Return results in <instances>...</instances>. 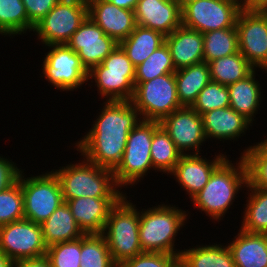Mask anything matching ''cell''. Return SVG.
I'll return each instance as SVG.
<instances>
[{
  "label": "cell",
  "instance_id": "obj_31",
  "mask_svg": "<svg viewBox=\"0 0 267 267\" xmlns=\"http://www.w3.org/2000/svg\"><path fill=\"white\" fill-rule=\"evenodd\" d=\"M150 154L153 170L169 175L182 156L169 134L160 125L153 134Z\"/></svg>",
  "mask_w": 267,
  "mask_h": 267
},
{
  "label": "cell",
  "instance_id": "obj_46",
  "mask_svg": "<svg viewBox=\"0 0 267 267\" xmlns=\"http://www.w3.org/2000/svg\"><path fill=\"white\" fill-rule=\"evenodd\" d=\"M100 1L112 3L113 5L117 7L134 11L136 8L137 2L139 0H100Z\"/></svg>",
  "mask_w": 267,
  "mask_h": 267
},
{
  "label": "cell",
  "instance_id": "obj_8",
  "mask_svg": "<svg viewBox=\"0 0 267 267\" xmlns=\"http://www.w3.org/2000/svg\"><path fill=\"white\" fill-rule=\"evenodd\" d=\"M23 172H20V184L24 197V218L41 224L64 203L60 181L54 169L27 178Z\"/></svg>",
  "mask_w": 267,
  "mask_h": 267
},
{
  "label": "cell",
  "instance_id": "obj_45",
  "mask_svg": "<svg viewBox=\"0 0 267 267\" xmlns=\"http://www.w3.org/2000/svg\"><path fill=\"white\" fill-rule=\"evenodd\" d=\"M12 267H51V265L45 255L39 258L21 259L14 261Z\"/></svg>",
  "mask_w": 267,
  "mask_h": 267
},
{
  "label": "cell",
  "instance_id": "obj_41",
  "mask_svg": "<svg viewBox=\"0 0 267 267\" xmlns=\"http://www.w3.org/2000/svg\"><path fill=\"white\" fill-rule=\"evenodd\" d=\"M105 72L135 73V66L118 45L101 63Z\"/></svg>",
  "mask_w": 267,
  "mask_h": 267
},
{
  "label": "cell",
  "instance_id": "obj_29",
  "mask_svg": "<svg viewBox=\"0 0 267 267\" xmlns=\"http://www.w3.org/2000/svg\"><path fill=\"white\" fill-rule=\"evenodd\" d=\"M211 81L229 86L256 70L238 51L208 63Z\"/></svg>",
  "mask_w": 267,
  "mask_h": 267
},
{
  "label": "cell",
  "instance_id": "obj_26",
  "mask_svg": "<svg viewBox=\"0 0 267 267\" xmlns=\"http://www.w3.org/2000/svg\"><path fill=\"white\" fill-rule=\"evenodd\" d=\"M178 100L182 107H192L198 94L211 81L209 65L201 62L176 70Z\"/></svg>",
  "mask_w": 267,
  "mask_h": 267
},
{
  "label": "cell",
  "instance_id": "obj_18",
  "mask_svg": "<svg viewBox=\"0 0 267 267\" xmlns=\"http://www.w3.org/2000/svg\"><path fill=\"white\" fill-rule=\"evenodd\" d=\"M134 12L138 26L165 36L182 25L181 7L174 0H139Z\"/></svg>",
  "mask_w": 267,
  "mask_h": 267
},
{
  "label": "cell",
  "instance_id": "obj_27",
  "mask_svg": "<svg viewBox=\"0 0 267 267\" xmlns=\"http://www.w3.org/2000/svg\"><path fill=\"white\" fill-rule=\"evenodd\" d=\"M165 35L159 31L136 26L119 46L135 67L144 62L157 48L165 43Z\"/></svg>",
  "mask_w": 267,
  "mask_h": 267
},
{
  "label": "cell",
  "instance_id": "obj_17",
  "mask_svg": "<svg viewBox=\"0 0 267 267\" xmlns=\"http://www.w3.org/2000/svg\"><path fill=\"white\" fill-rule=\"evenodd\" d=\"M88 17L118 44L137 26L135 12L100 0H87Z\"/></svg>",
  "mask_w": 267,
  "mask_h": 267
},
{
  "label": "cell",
  "instance_id": "obj_1",
  "mask_svg": "<svg viewBox=\"0 0 267 267\" xmlns=\"http://www.w3.org/2000/svg\"><path fill=\"white\" fill-rule=\"evenodd\" d=\"M102 104L100 115L75 146L90 162L114 170L122 160L128 134L142 119L131 101Z\"/></svg>",
  "mask_w": 267,
  "mask_h": 267
},
{
  "label": "cell",
  "instance_id": "obj_23",
  "mask_svg": "<svg viewBox=\"0 0 267 267\" xmlns=\"http://www.w3.org/2000/svg\"><path fill=\"white\" fill-rule=\"evenodd\" d=\"M95 81L97 91L106 101H131L135 91V73L105 72L102 64L88 72V80ZM105 96V97H104Z\"/></svg>",
  "mask_w": 267,
  "mask_h": 267
},
{
  "label": "cell",
  "instance_id": "obj_36",
  "mask_svg": "<svg viewBox=\"0 0 267 267\" xmlns=\"http://www.w3.org/2000/svg\"><path fill=\"white\" fill-rule=\"evenodd\" d=\"M171 52L166 43L157 48L144 62L135 68V82H145L155 77L175 73Z\"/></svg>",
  "mask_w": 267,
  "mask_h": 267
},
{
  "label": "cell",
  "instance_id": "obj_16",
  "mask_svg": "<svg viewBox=\"0 0 267 267\" xmlns=\"http://www.w3.org/2000/svg\"><path fill=\"white\" fill-rule=\"evenodd\" d=\"M199 154H186L180 157V160L170 173L175 177L176 182L187 192L189 198H192L208 183L213 171L226 159L227 155L219 153L213 160L201 157Z\"/></svg>",
  "mask_w": 267,
  "mask_h": 267
},
{
  "label": "cell",
  "instance_id": "obj_35",
  "mask_svg": "<svg viewBox=\"0 0 267 267\" xmlns=\"http://www.w3.org/2000/svg\"><path fill=\"white\" fill-rule=\"evenodd\" d=\"M241 154L247 168L248 184L267 190V137L264 141L249 146Z\"/></svg>",
  "mask_w": 267,
  "mask_h": 267
},
{
  "label": "cell",
  "instance_id": "obj_10",
  "mask_svg": "<svg viewBox=\"0 0 267 267\" xmlns=\"http://www.w3.org/2000/svg\"><path fill=\"white\" fill-rule=\"evenodd\" d=\"M237 0H195L181 8L182 25L202 34L236 27Z\"/></svg>",
  "mask_w": 267,
  "mask_h": 267
},
{
  "label": "cell",
  "instance_id": "obj_28",
  "mask_svg": "<svg viewBox=\"0 0 267 267\" xmlns=\"http://www.w3.org/2000/svg\"><path fill=\"white\" fill-rule=\"evenodd\" d=\"M181 251L180 258L188 267H236L227 244L197 245Z\"/></svg>",
  "mask_w": 267,
  "mask_h": 267
},
{
  "label": "cell",
  "instance_id": "obj_47",
  "mask_svg": "<svg viewBox=\"0 0 267 267\" xmlns=\"http://www.w3.org/2000/svg\"><path fill=\"white\" fill-rule=\"evenodd\" d=\"M13 261L3 252H0V267H12Z\"/></svg>",
  "mask_w": 267,
  "mask_h": 267
},
{
  "label": "cell",
  "instance_id": "obj_11",
  "mask_svg": "<svg viewBox=\"0 0 267 267\" xmlns=\"http://www.w3.org/2000/svg\"><path fill=\"white\" fill-rule=\"evenodd\" d=\"M41 68L44 78L56 89L74 91L88 82V71L78 54L67 44L48 45ZM52 48V49H51Z\"/></svg>",
  "mask_w": 267,
  "mask_h": 267
},
{
  "label": "cell",
  "instance_id": "obj_13",
  "mask_svg": "<svg viewBox=\"0 0 267 267\" xmlns=\"http://www.w3.org/2000/svg\"><path fill=\"white\" fill-rule=\"evenodd\" d=\"M238 49L256 69L267 68V11H240L236 20Z\"/></svg>",
  "mask_w": 267,
  "mask_h": 267
},
{
  "label": "cell",
  "instance_id": "obj_6",
  "mask_svg": "<svg viewBox=\"0 0 267 267\" xmlns=\"http://www.w3.org/2000/svg\"><path fill=\"white\" fill-rule=\"evenodd\" d=\"M160 121L141 120L130 131L121 162L113 170L116 184L122 189L137 184L153 168L150 147Z\"/></svg>",
  "mask_w": 267,
  "mask_h": 267
},
{
  "label": "cell",
  "instance_id": "obj_38",
  "mask_svg": "<svg viewBox=\"0 0 267 267\" xmlns=\"http://www.w3.org/2000/svg\"><path fill=\"white\" fill-rule=\"evenodd\" d=\"M230 97L227 86L210 81L198 94L192 108L200 115L218 108L229 107Z\"/></svg>",
  "mask_w": 267,
  "mask_h": 267
},
{
  "label": "cell",
  "instance_id": "obj_42",
  "mask_svg": "<svg viewBox=\"0 0 267 267\" xmlns=\"http://www.w3.org/2000/svg\"><path fill=\"white\" fill-rule=\"evenodd\" d=\"M29 22L38 24L60 0H22Z\"/></svg>",
  "mask_w": 267,
  "mask_h": 267
},
{
  "label": "cell",
  "instance_id": "obj_9",
  "mask_svg": "<svg viewBox=\"0 0 267 267\" xmlns=\"http://www.w3.org/2000/svg\"><path fill=\"white\" fill-rule=\"evenodd\" d=\"M87 16V0H60L33 32L45 46L66 44Z\"/></svg>",
  "mask_w": 267,
  "mask_h": 267
},
{
  "label": "cell",
  "instance_id": "obj_24",
  "mask_svg": "<svg viewBox=\"0 0 267 267\" xmlns=\"http://www.w3.org/2000/svg\"><path fill=\"white\" fill-rule=\"evenodd\" d=\"M255 70L246 78L239 80L229 86V106L237 113L243 115L251 123L255 121V115L258 114L261 99V86L256 79ZM255 114V115H254Z\"/></svg>",
  "mask_w": 267,
  "mask_h": 267
},
{
  "label": "cell",
  "instance_id": "obj_2",
  "mask_svg": "<svg viewBox=\"0 0 267 267\" xmlns=\"http://www.w3.org/2000/svg\"><path fill=\"white\" fill-rule=\"evenodd\" d=\"M240 158L238 163L226 158L213 171L204 188L191 198L195 209L204 211L212 220L223 219L239 189L247 186V168L243 157Z\"/></svg>",
  "mask_w": 267,
  "mask_h": 267
},
{
  "label": "cell",
  "instance_id": "obj_21",
  "mask_svg": "<svg viewBox=\"0 0 267 267\" xmlns=\"http://www.w3.org/2000/svg\"><path fill=\"white\" fill-rule=\"evenodd\" d=\"M206 139L234 141L243 136L252 123L230 106L208 111L201 115ZM212 137V138H211Z\"/></svg>",
  "mask_w": 267,
  "mask_h": 267
},
{
  "label": "cell",
  "instance_id": "obj_43",
  "mask_svg": "<svg viewBox=\"0 0 267 267\" xmlns=\"http://www.w3.org/2000/svg\"><path fill=\"white\" fill-rule=\"evenodd\" d=\"M21 170L16 163L0 156V192L18 180Z\"/></svg>",
  "mask_w": 267,
  "mask_h": 267
},
{
  "label": "cell",
  "instance_id": "obj_19",
  "mask_svg": "<svg viewBox=\"0 0 267 267\" xmlns=\"http://www.w3.org/2000/svg\"><path fill=\"white\" fill-rule=\"evenodd\" d=\"M119 199L78 197L64 202L84 234H102L109 213Z\"/></svg>",
  "mask_w": 267,
  "mask_h": 267
},
{
  "label": "cell",
  "instance_id": "obj_7",
  "mask_svg": "<svg viewBox=\"0 0 267 267\" xmlns=\"http://www.w3.org/2000/svg\"><path fill=\"white\" fill-rule=\"evenodd\" d=\"M142 120L161 121L182 108L176 89L175 73H168L145 82H135L131 100Z\"/></svg>",
  "mask_w": 267,
  "mask_h": 267
},
{
  "label": "cell",
  "instance_id": "obj_30",
  "mask_svg": "<svg viewBox=\"0 0 267 267\" xmlns=\"http://www.w3.org/2000/svg\"><path fill=\"white\" fill-rule=\"evenodd\" d=\"M245 188L251 193H248L240 228L248 233L267 234V190L252 187L248 183Z\"/></svg>",
  "mask_w": 267,
  "mask_h": 267
},
{
  "label": "cell",
  "instance_id": "obj_32",
  "mask_svg": "<svg viewBox=\"0 0 267 267\" xmlns=\"http://www.w3.org/2000/svg\"><path fill=\"white\" fill-rule=\"evenodd\" d=\"M22 0H0V34L5 36L22 35L33 31Z\"/></svg>",
  "mask_w": 267,
  "mask_h": 267
},
{
  "label": "cell",
  "instance_id": "obj_48",
  "mask_svg": "<svg viewBox=\"0 0 267 267\" xmlns=\"http://www.w3.org/2000/svg\"><path fill=\"white\" fill-rule=\"evenodd\" d=\"M174 1L182 8L187 3L195 1V0H174Z\"/></svg>",
  "mask_w": 267,
  "mask_h": 267
},
{
  "label": "cell",
  "instance_id": "obj_12",
  "mask_svg": "<svg viewBox=\"0 0 267 267\" xmlns=\"http://www.w3.org/2000/svg\"><path fill=\"white\" fill-rule=\"evenodd\" d=\"M47 248L41 224L24 218L0 226V252L13 262L45 256Z\"/></svg>",
  "mask_w": 267,
  "mask_h": 267
},
{
  "label": "cell",
  "instance_id": "obj_5",
  "mask_svg": "<svg viewBox=\"0 0 267 267\" xmlns=\"http://www.w3.org/2000/svg\"><path fill=\"white\" fill-rule=\"evenodd\" d=\"M127 198L125 193L112 207L102 233L117 266L143 253L139 240L140 210Z\"/></svg>",
  "mask_w": 267,
  "mask_h": 267
},
{
  "label": "cell",
  "instance_id": "obj_37",
  "mask_svg": "<svg viewBox=\"0 0 267 267\" xmlns=\"http://www.w3.org/2000/svg\"><path fill=\"white\" fill-rule=\"evenodd\" d=\"M24 219V197L18 180L0 192V226Z\"/></svg>",
  "mask_w": 267,
  "mask_h": 267
},
{
  "label": "cell",
  "instance_id": "obj_3",
  "mask_svg": "<svg viewBox=\"0 0 267 267\" xmlns=\"http://www.w3.org/2000/svg\"><path fill=\"white\" fill-rule=\"evenodd\" d=\"M84 159L55 170L64 201L78 197L121 198L124 192L114 179L113 170Z\"/></svg>",
  "mask_w": 267,
  "mask_h": 267
},
{
  "label": "cell",
  "instance_id": "obj_20",
  "mask_svg": "<svg viewBox=\"0 0 267 267\" xmlns=\"http://www.w3.org/2000/svg\"><path fill=\"white\" fill-rule=\"evenodd\" d=\"M175 69L204 62V37L197 30L181 25L165 37Z\"/></svg>",
  "mask_w": 267,
  "mask_h": 267
},
{
  "label": "cell",
  "instance_id": "obj_15",
  "mask_svg": "<svg viewBox=\"0 0 267 267\" xmlns=\"http://www.w3.org/2000/svg\"><path fill=\"white\" fill-rule=\"evenodd\" d=\"M66 44L78 54L88 72L119 45L88 16Z\"/></svg>",
  "mask_w": 267,
  "mask_h": 267
},
{
  "label": "cell",
  "instance_id": "obj_40",
  "mask_svg": "<svg viewBox=\"0 0 267 267\" xmlns=\"http://www.w3.org/2000/svg\"><path fill=\"white\" fill-rule=\"evenodd\" d=\"M180 255L143 252L124 261L118 267H173Z\"/></svg>",
  "mask_w": 267,
  "mask_h": 267
},
{
  "label": "cell",
  "instance_id": "obj_33",
  "mask_svg": "<svg viewBox=\"0 0 267 267\" xmlns=\"http://www.w3.org/2000/svg\"><path fill=\"white\" fill-rule=\"evenodd\" d=\"M204 62L230 56L239 51L236 27L203 33Z\"/></svg>",
  "mask_w": 267,
  "mask_h": 267
},
{
  "label": "cell",
  "instance_id": "obj_14",
  "mask_svg": "<svg viewBox=\"0 0 267 267\" xmlns=\"http://www.w3.org/2000/svg\"><path fill=\"white\" fill-rule=\"evenodd\" d=\"M160 125L169 134L177 149L186 154H201L206 136L201 115L192 107H182L165 116ZM190 150L195 152H189ZM188 151V152H186Z\"/></svg>",
  "mask_w": 267,
  "mask_h": 267
},
{
  "label": "cell",
  "instance_id": "obj_44",
  "mask_svg": "<svg viewBox=\"0 0 267 267\" xmlns=\"http://www.w3.org/2000/svg\"><path fill=\"white\" fill-rule=\"evenodd\" d=\"M240 11H267V0H237Z\"/></svg>",
  "mask_w": 267,
  "mask_h": 267
},
{
  "label": "cell",
  "instance_id": "obj_49",
  "mask_svg": "<svg viewBox=\"0 0 267 267\" xmlns=\"http://www.w3.org/2000/svg\"><path fill=\"white\" fill-rule=\"evenodd\" d=\"M173 267H188L184 262L183 260L180 258L175 264Z\"/></svg>",
  "mask_w": 267,
  "mask_h": 267
},
{
  "label": "cell",
  "instance_id": "obj_39",
  "mask_svg": "<svg viewBox=\"0 0 267 267\" xmlns=\"http://www.w3.org/2000/svg\"><path fill=\"white\" fill-rule=\"evenodd\" d=\"M81 237L54 244L47 248L51 267H80Z\"/></svg>",
  "mask_w": 267,
  "mask_h": 267
},
{
  "label": "cell",
  "instance_id": "obj_25",
  "mask_svg": "<svg viewBox=\"0 0 267 267\" xmlns=\"http://www.w3.org/2000/svg\"><path fill=\"white\" fill-rule=\"evenodd\" d=\"M41 226L47 247L75 240L84 235L66 202L62 203L47 220L41 223Z\"/></svg>",
  "mask_w": 267,
  "mask_h": 267
},
{
  "label": "cell",
  "instance_id": "obj_22",
  "mask_svg": "<svg viewBox=\"0 0 267 267\" xmlns=\"http://www.w3.org/2000/svg\"><path fill=\"white\" fill-rule=\"evenodd\" d=\"M236 267H267V234L248 233L241 229L227 244Z\"/></svg>",
  "mask_w": 267,
  "mask_h": 267
},
{
  "label": "cell",
  "instance_id": "obj_34",
  "mask_svg": "<svg viewBox=\"0 0 267 267\" xmlns=\"http://www.w3.org/2000/svg\"><path fill=\"white\" fill-rule=\"evenodd\" d=\"M80 267H118L112 260L103 234L81 237Z\"/></svg>",
  "mask_w": 267,
  "mask_h": 267
},
{
  "label": "cell",
  "instance_id": "obj_4",
  "mask_svg": "<svg viewBox=\"0 0 267 267\" xmlns=\"http://www.w3.org/2000/svg\"><path fill=\"white\" fill-rule=\"evenodd\" d=\"M160 204L140 211L139 240L143 252L180 255L175 237L184 227L188 214L175 205Z\"/></svg>",
  "mask_w": 267,
  "mask_h": 267
}]
</instances>
